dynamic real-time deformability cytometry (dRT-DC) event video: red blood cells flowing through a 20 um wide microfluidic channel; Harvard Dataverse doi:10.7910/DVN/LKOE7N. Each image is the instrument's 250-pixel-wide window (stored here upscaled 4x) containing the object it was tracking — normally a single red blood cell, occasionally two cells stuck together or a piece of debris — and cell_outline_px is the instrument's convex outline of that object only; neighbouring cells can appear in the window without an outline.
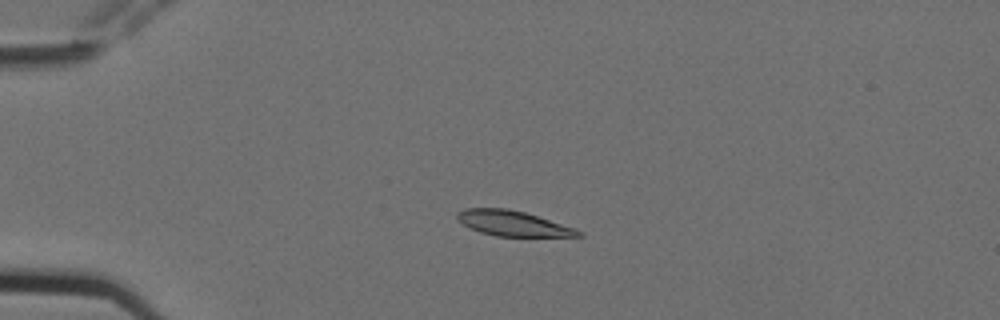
{"species": "Egyptian fruit bat (a non-hibernating species)", "species_latin": "Rousettus aegyptiacus", "temperature_condition": "cold", "stored_images_in_passage": 6, "camera_frame_rate_fps": 3000, "um_per_image_px": 0.085, "animal": {"sex": "female"}, "frame": {"image": 1, "passage_image": 4, "time_ms": 1.0, "image_size_px": [1000, 320], "cell_outline_px": [[584, 236], [496, 236], [480, 232], [456, 220], [456, 212], [464, 208], [508, 208], [524, 212], [576, 228], [584, 232]], "centroid_in_image_um": [43.59, 18.98], "position_along_channel_um": 41.4, "area_um2": 17.8}}
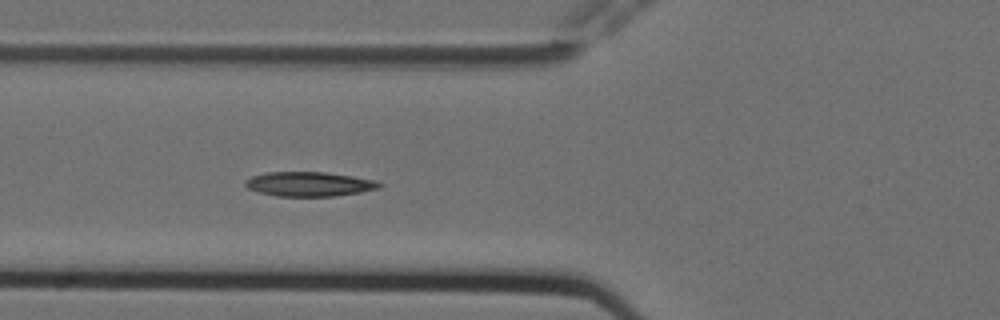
{"frame": {"image": 2, "passage_image": 6, "time_ms": 1.667, "image_size_px": [1000, 320], "cell_outline_px": [[384, 184], [380, 188], [360, 192], [332, 196], [276, 196], [260, 192], [248, 188], [244, 184], [244, 180], [252, 176], [268, 172], [328, 172], [376, 180]], "centroid_in_image_um": [26.3, 15.64], "position_along_channel_um": 99.5, "area_um2": 19.13}}